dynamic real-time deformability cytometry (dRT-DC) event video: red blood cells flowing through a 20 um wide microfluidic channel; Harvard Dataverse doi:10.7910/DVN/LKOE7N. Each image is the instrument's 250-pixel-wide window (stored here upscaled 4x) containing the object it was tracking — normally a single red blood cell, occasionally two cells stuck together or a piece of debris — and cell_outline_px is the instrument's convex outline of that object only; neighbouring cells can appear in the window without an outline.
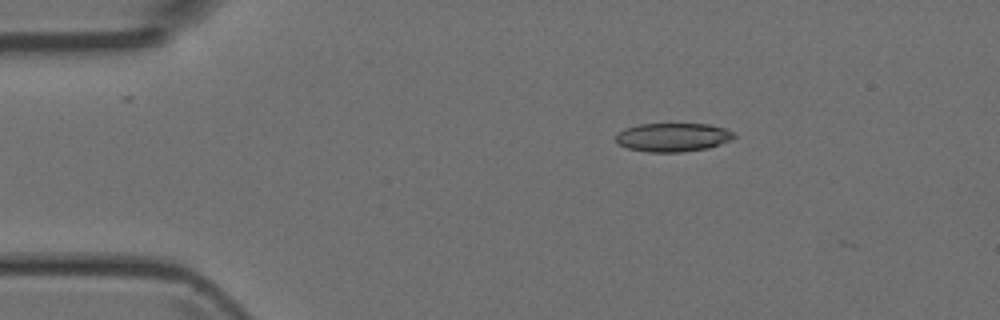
{"species": "Egyptian fruit bat (a non-hibernating species)", "species_latin": "Rousettus aegyptiacus", "temperature_condition": "room temperature", "stored_images_in_passage": 5, "camera_frame_rate_fps": 3000, "um_per_image_px": 0.085, "animal": {"sex": "female"}, "frame": {"image": 1, "passage_image": 1, "time_ms": 0.0, "image_size_px": [1000, 320], "cell_outline_px": [[736, 136], [732, 140], [708, 148], [680, 152], [648, 152], [628, 148], [616, 144], [616, 136], [624, 128], [640, 124], [708, 124], [724, 128], [732, 132]], "centroid_in_image_um": [57.18, 11.67], "position_along_channel_um": 27.8, "area_um2": 19.71}}